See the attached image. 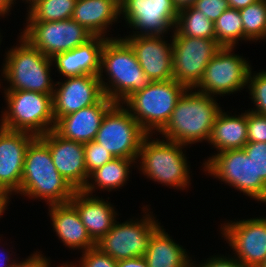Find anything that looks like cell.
Segmentation results:
<instances>
[{
    "instance_id": "cell-20",
    "label": "cell",
    "mask_w": 266,
    "mask_h": 267,
    "mask_svg": "<svg viewBox=\"0 0 266 267\" xmlns=\"http://www.w3.org/2000/svg\"><path fill=\"white\" fill-rule=\"evenodd\" d=\"M115 102L105 95L94 105L59 118L54 130L62 137L82 144L95 139L101 121Z\"/></svg>"
},
{
    "instance_id": "cell-23",
    "label": "cell",
    "mask_w": 266,
    "mask_h": 267,
    "mask_svg": "<svg viewBox=\"0 0 266 267\" xmlns=\"http://www.w3.org/2000/svg\"><path fill=\"white\" fill-rule=\"evenodd\" d=\"M48 206L53 230L65 247L73 250H83L81 252H84L96 246L82 223L77 210L70 203Z\"/></svg>"
},
{
    "instance_id": "cell-39",
    "label": "cell",
    "mask_w": 266,
    "mask_h": 267,
    "mask_svg": "<svg viewBox=\"0 0 266 267\" xmlns=\"http://www.w3.org/2000/svg\"><path fill=\"white\" fill-rule=\"evenodd\" d=\"M12 267H51L50 259L44 257L40 252L36 251L25 260H16Z\"/></svg>"
},
{
    "instance_id": "cell-43",
    "label": "cell",
    "mask_w": 266,
    "mask_h": 267,
    "mask_svg": "<svg viewBox=\"0 0 266 267\" xmlns=\"http://www.w3.org/2000/svg\"><path fill=\"white\" fill-rule=\"evenodd\" d=\"M1 251V250H0ZM11 254L9 255V252H0V267H12L15 259L12 260Z\"/></svg>"
},
{
    "instance_id": "cell-24",
    "label": "cell",
    "mask_w": 266,
    "mask_h": 267,
    "mask_svg": "<svg viewBox=\"0 0 266 267\" xmlns=\"http://www.w3.org/2000/svg\"><path fill=\"white\" fill-rule=\"evenodd\" d=\"M121 15L120 0H77L71 19L85 27L94 36L105 35L109 26Z\"/></svg>"
},
{
    "instance_id": "cell-3",
    "label": "cell",
    "mask_w": 266,
    "mask_h": 267,
    "mask_svg": "<svg viewBox=\"0 0 266 267\" xmlns=\"http://www.w3.org/2000/svg\"><path fill=\"white\" fill-rule=\"evenodd\" d=\"M74 192L53 164L48 146L36 137L26 151L18 194L51 205L69 203Z\"/></svg>"
},
{
    "instance_id": "cell-14",
    "label": "cell",
    "mask_w": 266,
    "mask_h": 267,
    "mask_svg": "<svg viewBox=\"0 0 266 267\" xmlns=\"http://www.w3.org/2000/svg\"><path fill=\"white\" fill-rule=\"evenodd\" d=\"M120 7L126 24L138 30L133 35L160 36L175 29L178 9L173 0H120Z\"/></svg>"
},
{
    "instance_id": "cell-16",
    "label": "cell",
    "mask_w": 266,
    "mask_h": 267,
    "mask_svg": "<svg viewBox=\"0 0 266 267\" xmlns=\"http://www.w3.org/2000/svg\"><path fill=\"white\" fill-rule=\"evenodd\" d=\"M64 79V82L62 80L55 83L52 95L55 122L63 116L96 104L104 96L98 75Z\"/></svg>"
},
{
    "instance_id": "cell-15",
    "label": "cell",
    "mask_w": 266,
    "mask_h": 267,
    "mask_svg": "<svg viewBox=\"0 0 266 267\" xmlns=\"http://www.w3.org/2000/svg\"><path fill=\"white\" fill-rule=\"evenodd\" d=\"M222 237L245 267H259L266 258V217L228 221L220 225Z\"/></svg>"
},
{
    "instance_id": "cell-2",
    "label": "cell",
    "mask_w": 266,
    "mask_h": 267,
    "mask_svg": "<svg viewBox=\"0 0 266 267\" xmlns=\"http://www.w3.org/2000/svg\"><path fill=\"white\" fill-rule=\"evenodd\" d=\"M214 97L197 92L196 89H187L159 134L164 139L186 146L204 140L208 142L215 119L222 110Z\"/></svg>"
},
{
    "instance_id": "cell-7",
    "label": "cell",
    "mask_w": 266,
    "mask_h": 267,
    "mask_svg": "<svg viewBox=\"0 0 266 267\" xmlns=\"http://www.w3.org/2000/svg\"><path fill=\"white\" fill-rule=\"evenodd\" d=\"M4 94L7 109L2 110L1 127L36 137L54 129L53 94L33 91H4Z\"/></svg>"
},
{
    "instance_id": "cell-10",
    "label": "cell",
    "mask_w": 266,
    "mask_h": 267,
    "mask_svg": "<svg viewBox=\"0 0 266 267\" xmlns=\"http://www.w3.org/2000/svg\"><path fill=\"white\" fill-rule=\"evenodd\" d=\"M146 135L132 114L115 103L104 115L94 141L115 158L137 159Z\"/></svg>"
},
{
    "instance_id": "cell-22",
    "label": "cell",
    "mask_w": 266,
    "mask_h": 267,
    "mask_svg": "<svg viewBox=\"0 0 266 267\" xmlns=\"http://www.w3.org/2000/svg\"><path fill=\"white\" fill-rule=\"evenodd\" d=\"M108 38L94 36L83 45L67 52L56 54L52 63L60 75L67 77L99 75L101 51Z\"/></svg>"
},
{
    "instance_id": "cell-11",
    "label": "cell",
    "mask_w": 266,
    "mask_h": 267,
    "mask_svg": "<svg viewBox=\"0 0 266 267\" xmlns=\"http://www.w3.org/2000/svg\"><path fill=\"white\" fill-rule=\"evenodd\" d=\"M173 80L195 89L210 60L222 48L216 39L172 34Z\"/></svg>"
},
{
    "instance_id": "cell-25",
    "label": "cell",
    "mask_w": 266,
    "mask_h": 267,
    "mask_svg": "<svg viewBox=\"0 0 266 267\" xmlns=\"http://www.w3.org/2000/svg\"><path fill=\"white\" fill-rule=\"evenodd\" d=\"M144 257L148 267H192V258L186 249L177 244L161 225L152 232Z\"/></svg>"
},
{
    "instance_id": "cell-13",
    "label": "cell",
    "mask_w": 266,
    "mask_h": 267,
    "mask_svg": "<svg viewBox=\"0 0 266 267\" xmlns=\"http://www.w3.org/2000/svg\"><path fill=\"white\" fill-rule=\"evenodd\" d=\"M26 23L21 36L49 58L83 45L94 37L73 19Z\"/></svg>"
},
{
    "instance_id": "cell-28",
    "label": "cell",
    "mask_w": 266,
    "mask_h": 267,
    "mask_svg": "<svg viewBox=\"0 0 266 267\" xmlns=\"http://www.w3.org/2000/svg\"><path fill=\"white\" fill-rule=\"evenodd\" d=\"M173 31L177 35L215 39L214 22L193 6L178 11Z\"/></svg>"
},
{
    "instance_id": "cell-35",
    "label": "cell",
    "mask_w": 266,
    "mask_h": 267,
    "mask_svg": "<svg viewBox=\"0 0 266 267\" xmlns=\"http://www.w3.org/2000/svg\"><path fill=\"white\" fill-rule=\"evenodd\" d=\"M82 257L78 264L70 263L72 267H117V261L101 252L97 247L81 252Z\"/></svg>"
},
{
    "instance_id": "cell-40",
    "label": "cell",
    "mask_w": 266,
    "mask_h": 267,
    "mask_svg": "<svg viewBox=\"0 0 266 267\" xmlns=\"http://www.w3.org/2000/svg\"><path fill=\"white\" fill-rule=\"evenodd\" d=\"M117 267H148L145 257H134L117 262Z\"/></svg>"
},
{
    "instance_id": "cell-17",
    "label": "cell",
    "mask_w": 266,
    "mask_h": 267,
    "mask_svg": "<svg viewBox=\"0 0 266 267\" xmlns=\"http://www.w3.org/2000/svg\"><path fill=\"white\" fill-rule=\"evenodd\" d=\"M39 138L48 146L53 164L62 177L74 190H83L89 178L84 144L66 139L54 129Z\"/></svg>"
},
{
    "instance_id": "cell-8",
    "label": "cell",
    "mask_w": 266,
    "mask_h": 267,
    "mask_svg": "<svg viewBox=\"0 0 266 267\" xmlns=\"http://www.w3.org/2000/svg\"><path fill=\"white\" fill-rule=\"evenodd\" d=\"M202 165L204 171L212 177L266 204V184L262 180H255L254 163L244 149H229L214 153Z\"/></svg>"
},
{
    "instance_id": "cell-37",
    "label": "cell",
    "mask_w": 266,
    "mask_h": 267,
    "mask_svg": "<svg viewBox=\"0 0 266 267\" xmlns=\"http://www.w3.org/2000/svg\"><path fill=\"white\" fill-rule=\"evenodd\" d=\"M193 7L215 22L229 4L227 0H196Z\"/></svg>"
},
{
    "instance_id": "cell-21",
    "label": "cell",
    "mask_w": 266,
    "mask_h": 267,
    "mask_svg": "<svg viewBox=\"0 0 266 267\" xmlns=\"http://www.w3.org/2000/svg\"><path fill=\"white\" fill-rule=\"evenodd\" d=\"M78 212L91 239L96 243L112 228L116 221V208L103 198L83 190H75L69 202Z\"/></svg>"
},
{
    "instance_id": "cell-12",
    "label": "cell",
    "mask_w": 266,
    "mask_h": 267,
    "mask_svg": "<svg viewBox=\"0 0 266 267\" xmlns=\"http://www.w3.org/2000/svg\"><path fill=\"white\" fill-rule=\"evenodd\" d=\"M234 47H222L205 68L197 92L216 97L233 94L247 88L251 65L246 58L234 53Z\"/></svg>"
},
{
    "instance_id": "cell-48",
    "label": "cell",
    "mask_w": 266,
    "mask_h": 267,
    "mask_svg": "<svg viewBox=\"0 0 266 267\" xmlns=\"http://www.w3.org/2000/svg\"><path fill=\"white\" fill-rule=\"evenodd\" d=\"M259 267H266V258H265L264 262Z\"/></svg>"
},
{
    "instance_id": "cell-5",
    "label": "cell",
    "mask_w": 266,
    "mask_h": 267,
    "mask_svg": "<svg viewBox=\"0 0 266 267\" xmlns=\"http://www.w3.org/2000/svg\"><path fill=\"white\" fill-rule=\"evenodd\" d=\"M151 138L152 134H147L142 140L137 158L140 161L139 171L150 180L167 187L177 190L189 187L190 165L183 152L186 145L167 139Z\"/></svg>"
},
{
    "instance_id": "cell-33",
    "label": "cell",
    "mask_w": 266,
    "mask_h": 267,
    "mask_svg": "<svg viewBox=\"0 0 266 267\" xmlns=\"http://www.w3.org/2000/svg\"><path fill=\"white\" fill-rule=\"evenodd\" d=\"M84 154L88 176L93 171L115 158L109 151L94 140L84 144Z\"/></svg>"
},
{
    "instance_id": "cell-38",
    "label": "cell",
    "mask_w": 266,
    "mask_h": 267,
    "mask_svg": "<svg viewBox=\"0 0 266 267\" xmlns=\"http://www.w3.org/2000/svg\"><path fill=\"white\" fill-rule=\"evenodd\" d=\"M194 262L196 263V261H192V267H245L241 262L234 257L232 258L230 255L228 257L224 255H214L200 264H195Z\"/></svg>"
},
{
    "instance_id": "cell-19",
    "label": "cell",
    "mask_w": 266,
    "mask_h": 267,
    "mask_svg": "<svg viewBox=\"0 0 266 267\" xmlns=\"http://www.w3.org/2000/svg\"><path fill=\"white\" fill-rule=\"evenodd\" d=\"M133 49L136 58L150 81L173 79L172 42L160 36H123Z\"/></svg>"
},
{
    "instance_id": "cell-30",
    "label": "cell",
    "mask_w": 266,
    "mask_h": 267,
    "mask_svg": "<svg viewBox=\"0 0 266 267\" xmlns=\"http://www.w3.org/2000/svg\"><path fill=\"white\" fill-rule=\"evenodd\" d=\"M215 39L222 47H236L244 40V30L239 10L226 9L214 22Z\"/></svg>"
},
{
    "instance_id": "cell-4",
    "label": "cell",
    "mask_w": 266,
    "mask_h": 267,
    "mask_svg": "<svg viewBox=\"0 0 266 267\" xmlns=\"http://www.w3.org/2000/svg\"><path fill=\"white\" fill-rule=\"evenodd\" d=\"M19 45L6 51L1 76L9 83L4 91H33L53 94L52 59L34 48L21 35ZM6 79V80H5Z\"/></svg>"
},
{
    "instance_id": "cell-29",
    "label": "cell",
    "mask_w": 266,
    "mask_h": 267,
    "mask_svg": "<svg viewBox=\"0 0 266 267\" xmlns=\"http://www.w3.org/2000/svg\"><path fill=\"white\" fill-rule=\"evenodd\" d=\"M77 0H37L27 8V22H51L71 19Z\"/></svg>"
},
{
    "instance_id": "cell-26",
    "label": "cell",
    "mask_w": 266,
    "mask_h": 267,
    "mask_svg": "<svg viewBox=\"0 0 266 267\" xmlns=\"http://www.w3.org/2000/svg\"><path fill=\"white\" fill-rule=\"evenodd\" d=\"M247 142V111L232 116L224 109L221 110L215 119L208 143L219 153L229 149H243Z\"/></svg>"
},
{
    "instance_id": "cell-41",
    "label": "cell",
    "mask_w": 266,
    "mask_h": 267,
    "mask_svg": "<svg viewBox=\"0 0 266 267\" xmlns=\"http://www.w3.org/2000/svg\"><path fill=\"white\" fill-rule=\"evenodd\" d=\"M227 1L230 8L240 10L242 8L247 7L248 5L258 2L259 0H227Z\"/></svg>"
},
{
    "instance_id": "cell-32",
    "label": "cell",
    "mask_w": 266,
    "mask_h": 267,
    "mask_svg": "<svg viewBox=\"0 0 266 267\" xmlns=\"http://www.w3.org/2000/svg\"><path fill=\"white\" fill-rule=\"evenodd\" d=\"M247 88L255 108L251 111L260 115H266V69L259 73H253L252 67L248 74Z\"/></svg>"
},
{
    "instance_id": "cell-27",
    "label": "cell",
    "mask_w": 266,
    "mask_h": 267,
    "mask_svg": "<svg viewBox=\"0 0 266 267\" xmlns=\"http://www.w3.org/2000/svg\"><path fill=\"white\" fill-rule=\"evenodd\" d=\"M135 163L137 159L114 158L89 175L83 191L92 195L97 188L110 192L125 186Z\"/></svg>"
},
{
    "instance_id": "cell-47",
    "label": "cell",
    "mask_w": 266,
    "mask_h": 267,
    "mask_svg": "<svg viewBox=\"0 0 266 267\" xmlns=\"http://www.w3.org/2000/svg\"><path fill=\"white\" fill-rule=\"evenodd\" d=\"M57 267H72L71 264H69V262H65V264H61L60 266H57Z\"/></svg>"
},
{
    "instance_id": "cell-45",
    "label": "cell",
    "mask_w": 266,
    "mask_h": 267,
    "mask_svg": "<svg viewBox=\"0 0 266 267\" xmlns=\"http://www.w3.org/2000/svg\"><path fill=\"white\" fill-rule=\"evenodd\" d=\"M196 0H173L175 7L179 10L193 6Z\"/></svg>"
},
{
    "instance_id": "cell-34",
    "label": "cell",
    "mask_w": 266,
    "mask_h": 267,
    "mask_svg": "<svg viewBox=\"0 0 266 267\" xmlns=\"http://www.w3.org/2000/svg\"><path fill=\"white\" fill-rule=\"evenodd\" d=\"M255 167V180L266 184V142H247L243 147Z\"/></svg>"
},
{
    "instance_id": "cell-31",
    "label": "cell",
    "mask_w": 266,
    "mask_h": 267,
    "mask_svg": "<svg viewBox=\"0 0 266 267\" xmlns=\"http://www.w3.org/2000/svg\"><path fill=\"white\" fill-rule=\"evenodd\" d=\"M243 30L244 41L262 40L266 32V0L248 5L239 10Z\"/></svg>"
},
{
    "instance_id": "cell-46",
    "label": "cell",
    "mask_w": 266,
    "mask_h": 267,
    "mask_svg": "<svg viewBox=\"0 0 266 267\" xmlns=\"http://www.w3.org/2000/svg\"><path fill=\"white\" fill-rule=\"evenodd\" d=\"M23 1V3H24V1H25V3H29L30 5L28 6V7H30L32 4H34L37 0H22Z\"/></svg>"
},
{
    "instance_id": "cell-36",
    "label": "cell",
    "mask_w": 266,
    "mask_h": 267,
    "mask_svg": "<svg viewBox=\"0 0 266 267\" xmlns=\"http://www.w3.org/2000/svg\"><path fill=\"white\" fill-rule=\"evenodd\" d=\"M248 142H266V115L247 110Z\"/></svg>"
},
{
    "instance_id": "cell-18",
    "label": "cell",
    "mask_w": 266,
    "mask_h": 267,
    "mask_svg": "<svg viewBox=\"0 0 266 267\" xmlns=\"http://www.w3.org/2000/svg\"><path fill=\"white\" fill-rule=\"evenodd\" d=\"M36 136L0 125V191L19 193L25 155Z\"/></svg>"
},
{
    "instance_id": "cell-1",
    "label": "cell",
    "mask_w": 266,
    "mask_h": 267,
    "mask_svg": "<svg viewBox=\"0 0 266 267\" xmlns=\"http://www.w3.org/2000/svg\"><path fill=\"white\" fill-rule=\"evenodd\" d=\"M103 70L108 79H105ZM98 77L104 95L117 104H122L130 95L145 89L151 82L141 68L133 49L123 37H112L105 41Z\"/></svg>"
},
{
    "instance_id": "cell-9",
    "label": "cell",
    "mask_w": 266,
    "mask_h": 267,
    "mask_svg": "<svg viewBox=\"0 0 266 267\" xmlns=\"http://www.w3.org/2000/svg\"><path fill=\"white\" fill-rule=\"evenodd\" d=\"M147 206H143L145 215L140 220L130 219L123 223L116 220L108 233L96 242L95 247L117 262L128 258L144 257L152 232L160 225Z\"/></svg>"
},
{
    "instance_id": "cell-42",
    "label": "cell",
    "mask_w": 266,
    "mask_h": 267,
    "mask_svg": "<svg viewBox=\"0 0 266 267\" xmlns=\"http://www.w3.org/2000/svg\"><path fill=\"white\" fill-rule=\"evenodd\" d=\"M16 0H0V16L6 17V15L11 11L12 5L16 4ZM15 2V3H14Z\"/></svg>"
},
{
    "instance_id": "cell-44",
    "label": "cell",
    "mask_w": 266,
    "mask_h": 267,
    "mask_svg": "<svg viewBox=\"0 0 266 267\" xmlns=\"http://www.w3.org/2000/svg\"><path fill=\"white\" fill-rule=\"evenodd\" d=\"M11 195L7 192L0 191V218L7 209L8 203L10 202Z\"/></svg>"
},
{
    "instance_id": "cell-6",
    "label": "cell",
    "mask_w": 266,
    "mask_h": 267,
    "mask_svg": "<svg viewBox=\"0 0 266 267\" xmlns=\"http://www.w3.org/2000/svg\"><path fill=\"white\" fill-rule=\"evenodd\" d=\"M186 90L173 79L151 81L145 89L130 95L122 105L147 134L153 135L168 123L177 101Z\"/></svg>"
}]
</instances>
